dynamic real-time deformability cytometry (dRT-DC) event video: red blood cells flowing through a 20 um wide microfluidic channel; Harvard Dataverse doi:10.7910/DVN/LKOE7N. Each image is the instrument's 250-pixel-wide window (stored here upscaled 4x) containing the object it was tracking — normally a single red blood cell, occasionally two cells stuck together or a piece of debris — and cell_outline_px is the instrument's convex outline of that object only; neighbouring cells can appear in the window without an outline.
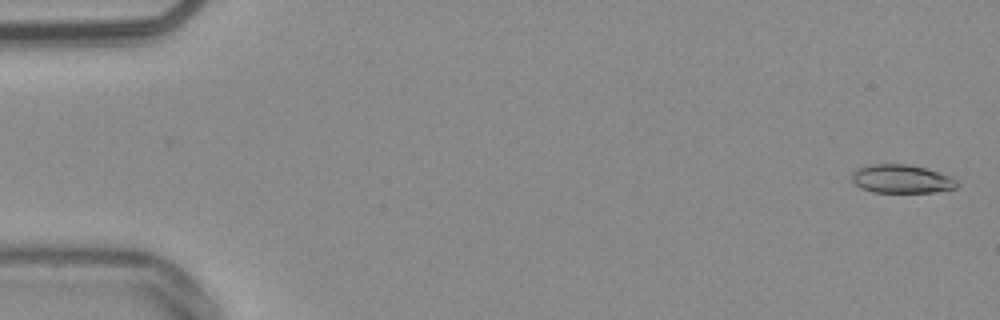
{"species": "common noctule bat (a hibernating species)", "species_latin": "Nyctalus noctula", "temperature_condition": "warm", "stored_images_in_passage": 54, "camera_frame_rate_fps": 3000, "um_per_image_px": 0.085, "animal": {"sex": "male", "body_mass_g": 20.4}, "frame": {"image": 1, "passage_image": 2, "time_ms": 0.333, "image_size_px": [1000, 320], "cell_outline_px": [[960, 184], [956, 188], [932, 192], [872, 192], [860, 188], [852, 180], [852, 172], [856, 168], [868, 164], [908, 164], [924, 168], [952, 176]], "centroid_in_image_um": [76.62, 15.2], "position_along_channel_um": 8.4, "area_um2": 17.57}}
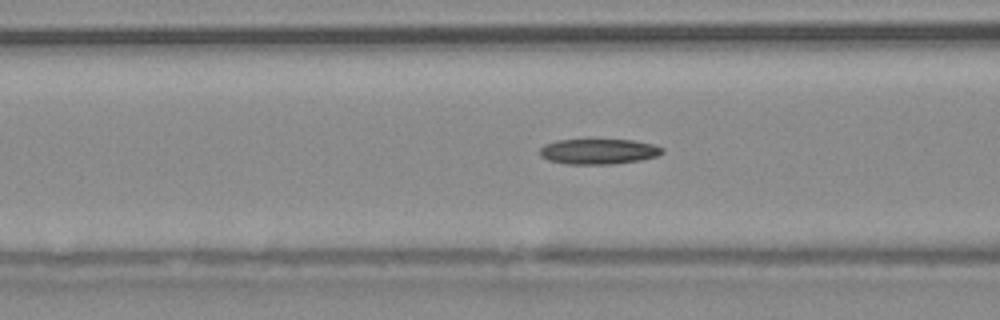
{"frame": {"image": 2, "passage_image": 22, "time_ms": 7.0, "image_size_px": [1000, 320], "cell_outline_px": [[664, 152], [656, 156], [640, 160], [612, 164], [564, 164], [548, 160], [540, 156], [540, 148], [544, 144], [556, 140], [632, 140], [652, 144], [664, 148]], "centroid_in_image_um": [50.85, 12.88], "position_along_channel_um": 115.8, "area_um2": 18.09}}
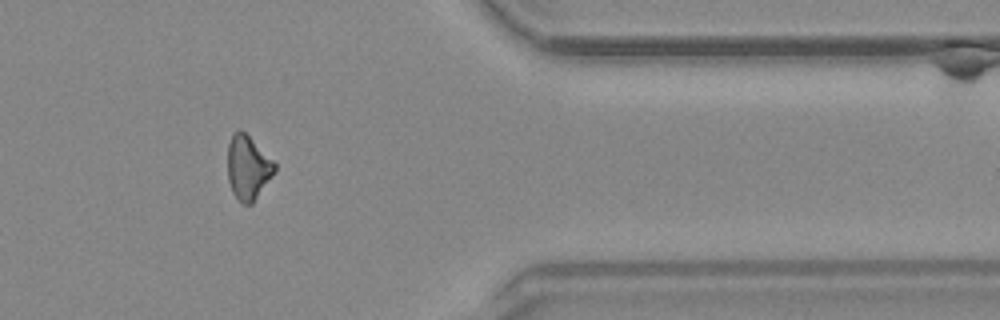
{"frame": {"image": 3, "passage_image": 45, "time_ms": 14.667, "image_size_px": [1000, 320], "cell_outline_px": [[276, 172], [252, 204], [244, 204], [232, 192], [228, 180], [228, 144], [232, 132], [240, 128], [276, 164]], "centroid_in_image_um": [21.07, 14.24], "position_along_channel_um": 390.3, "area_um2": 17.46}}